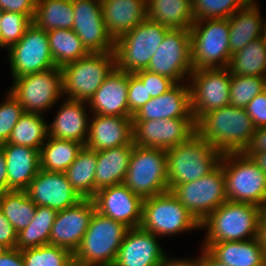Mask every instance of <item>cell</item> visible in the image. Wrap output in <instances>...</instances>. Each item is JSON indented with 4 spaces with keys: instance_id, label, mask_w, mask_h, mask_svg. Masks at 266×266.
Masks as SVG:
<instances>
[{
    "instance_id": "26",
    "label": "cell",
    "mask_w": 266,
    "mask_h": 266,
    "mask_svg": "<svg viewBox=\"0 0 266 266\" xmlns=\"http://www.w3.org/2000/svg\"><path fill=\"white\" fill-rule=\"evenodd\" d=\"M102 16L114 40L147 18L146 0H100Z\"/></svg>"
},
{
    "instance_id": "42",
    "label": "cell",
    "mask_w": 266,
    "mask_h": 266,
    "mask_svg": "<svg viewBox=\"0 0 266 266\" xmlns=\"http://www.w3.org/2000/svg\"><path fill=\"white\" fill-rule=\"evenodd\" d=\"M264 81L261 76L231 75L230 105L246 108L255 96L264 91Z\"/></svg>"
},
{
    "instance_id": "40",
    "label": "cell",
    "mask_w": 266,
    "mask_h": 266,
    "mask_svg": "<svg viewBox=\"0 0 266 266\" xmlns=\"http://www.w3.org/2000/svg\"><path fill=\"white\" fill-rule=\"evenodd\" d=\"M21 253L25 266H75L72 252L52 244L24 249Z\"/></svg>"
},
{
    "instance_id": "58",
    "label": "cell",
    "mask_w": 266,
    "mask_h": 266,
    "mask_svg": "<svg viewBox=\"0 0 266 266\" xmlns=\"http://www.w3.org/2000/svg\"><path fill=\"white\" fill-rule=\"evenodd\" d=\"M7 248L0 243V254H2Z\"/></svg>"
},
{
    "instance_id": "6",
    "label": "cell",
    "mask_w": 266,
    "mask_h": 266,
    "mask_svg": "<svg viewBox=\"0 0 266 266\" xmlns=\"http://www.w3.org/2000/svg\"><path fill=\"white\" fill-rule=\"evenodd\" d=\"M229 33V19H205L193 23L190 39L194 70L228 67L231 59Z\"/></svg>"
},
{
    "instance_id": "8",
    "label": "cell",
    "mask_w": 266,
    "mask_h": 266,
    "mask_svg": "<svg viewBox=\"0 0 266 266\" xmlns=\"http://www.w3.org/2000/svg\"><path fill=\"white\" fill-rule=\"evenodd\" d=\"M116 68L114 52L89 53L61 67L66 99L88 102L105 78Z\"/></svg>"
},
{
    "instance_id": "22",
    "label": "cell",
    "mask_w": 266,
    "mask_h": 266,
    "mask_svg": "<svg viewBox=\"0 0 266 266\" xmlns=\"http://www.w3.org/2000/svg\"><path fill=\"white\" fill-rule=\"evenodd\" d=\"M89 123V134L85 146L102 151L133 142V121L129 116L93 114Z\"/></svg>"
},
{
    "instance_id": "33",
    "label": "cell",
    "mask_w": 266,
    "mask_h": 266,
    "mask_svg": "<svg viewBox=\"0 0 266 266\" xmlns=\"http://www.w3.org/2000/svg\"><path fill=\"white\" fill-rule=\"evenodd\" d=\"M40 150V169L64 173L84 146L73 140L47 136Z\"/></svg>"
},
{
    "instance_id": "16",
    "label": "cell",
    "mask_w": 266,
    "mask_h": 266,
    "mask_svg": "<svg viewBox=\"0 0 266 266\" xmlns=\"http://www.w3.org/2000/svg\"><path fill=\"white\" fill-rule=\"evenodd\" d=\"M196 133L193 118L133 121V142L142 147L170 149Z\"/></svg>"
},
{
    "instance_id": "13",
    "label": "cell",
    "mask_w": 266,
    "mask_h": 266,
    "mask_svg": "<svg viewBox=\"0 0 266 266\" xmlns=\"http://www.w3.org/2000/svg\"><path fill=\"white\" fill-rule=\"evenodd\" d=\"M191 112L195 122L205 113L230 105L228 67L193 70L189 76Z\"/></svg>"
},
{
    "instance_id": "29",
    "label": "cell",
    "mask_w": 266,
    "mask_h": 266,
    "mask_svg": "<svg viewBox=\"0 0 266 266\" xmlns=\"http://www.w3.org/2000/svg\"><path fill=\"white\" fill-rule=\"evenodd\" d=\"M254 0H250L242 9L229 18V44L231 55L244 48L248 43L266 36L265 22Z\"/></svg>"
},
{
    "instance_id": "47",
    "label": "cell",
    "mask_w": 266,
    "mask_h": 266,
    "mask_svg": "<svg viewBox=\"0 0 266 266\" xmlns=\"http://www.w3.org/2000/svg\"><path fill=\"white\" fill-rule=\"evenodd\" d=\"M245 109L256 129L266 127V93L264 91L255 96Z\"/></svg>"
},
{
    "instance_id": "55",
    "label": "cell",
    "mask_w": 266,
    "mask_h": 266,
    "mask_svg": "<svg viewBox=\"0 0 266 266\" xmlns=\"http://www.w3.org/2000/svg\"><path fill=\"white\" fill-rule=\"evenodd\" d=\"M194 260V261H193ZM184 259V260H178V259H169V257L164 261L162 266H198L196 258L195 259Z\"/></svg>"
},
{
    "instance_id": "45",
    "label": "cell",
    "mask_w": 266,
    "mask_h": 266,
    "mask_svg": "<svg viewBox=\"0 0 266 266\" xmlns=\"http://www.w3.org/2000/svg\"><path fill=\"white\" fill-rule=\"evenodd\" d=\"M146 86L148 95L156 98L170 90L176 83L170 78L145 70L134 73Z\"/></svg>"
},
{
    "instance_id": "30",
    "label": "cell",
    "mask_w": 266,
    "mask_h": 266,
    "mask_svg": "<svg viewBox=\"0 0 266 266\" xmlns=\"http://www.w3.org/2000/svg\"><path fill=\"white\" fill-rule=\"evenodd\" d=\"M133 148L134 142L97 151L95 194L102 188L124 183Z\"/></svg>"
},
{
    "instance_id": "19",
    "label": "cell",
    "mask_w": 266,
    "mask_h": 266,
    "mask_svg": "<svg viewBox=\"0 0 266 266\" xmlns=\"http://www.w3.org/2000/svg\"><path fill=\"white\" fill-rule=\"evenodd\" d=\"M37 206L56 211L77 205L83 198L67 180L65 173L40 169L25 190Z\"/></svg>"
},
{
    "instance_id": "49",
    "label": "cell",
    "mask_w": 266,
    "mask_h": 266,
    "mask_svg": "<svg viewBox=\"0 0 266 266\" xmlns=\"http://www.w3.org/2000/svg\"><path fill=\"white\" fill-rule=\"evenodd\" d=\"M0 243L7 249L16 248L17 232L0 210Z\"/></svg>"
},
{
    "instance_id": "9",
    "label": "cell",
    "mask_w": 266,
    "mask_h": 266,
    "mask_svg": "<svg viewBox=\"0 0 266 266\" xmlns=\"http://www.w3.org/2000/svg\"><path fill=\"white\" fill-rule=\"evenodd\" d=\"M124 184L143 199L169 191L166 150L134 144Z\"/></svg>"
},
{
    "instance_id": "3",
    "label": "cell",
    "mask_w": 266,
    "mask_h": 266,
    "mask_svg": "<svg viewBox=\"0 0 266 266\" xmlns=\"http://www.w3.org/2000/svg\"><path fill=\"white\" fill-rule=\"evenodd\" d=\"M129 228L94 211L80 246L73 254L75 266H113Z\"/></svg>"
},
{
    "instance_id": "5",
    "label": "cell",
    "mask_w": 266,
    "mask_h": 266,
    "mask_svg": "<svg viewBox=\"0 0 266 266\" xmlns=\"http://www.w3.org/2000/svg\"><path fill=\"white\" fill-rule=\"evenodd\" d=\"M226 181L227 199L266 206V173L244 152L223 153L220 163Z\"/></svg>"
},
{
    "instance_id": "43",
    "label": "cell",
    "mask_w": 266,
    "mask_h": 266,
    "mask_svg": "<svg viewBox=\"0 0 266 266\" xmlns=\"http://www.w3.org/2000/svg\"><path fill=\"white\" fill-rule=\"evenodd\" d=\"M33 21L25 14L3 11L0 22V47L17 43Z\"/></svg>"
},
{
    "instance_id": "60",
    "label": "cell",
    "mask_w": 266,
    "mask_h": 266,
    "mask_svg": "<svg viewBox=\"0 0 266 266\" xmlns=\"http://www.w3.org/2000/svg\"><path fill=\"white\" fill-rule=\"evenodd\" d=\"M264 92L266 93V78H265V81H264Z\"/></svg>"
},
{
    "instance_id": "53",
    "label": "cell",
    "mask_w": 266,
    "mask_h": 266,
    "mask_svg": "<svg viewBox=\"0 0 266 266\" xmlns=\"http://www.w3.org/2000/svg\"><path fill=\"white\" fill-rule=\"evenodd\" d=\"M201 256L196 258L198 266H228L222 264L218 259H216L206 248H203Z\"/></svg>"
},
{
    "instance_id": "39",
    "label": "cell",
    "mask_w": 266,
    "mask_h": 266,
    "mask_svg": "<svg viewBox=\"0 0 266 266\" xmlns=\"http://www.w3.org/2000/svg\"><path fill=\"white\" fill-rule=\"evenodd\" d=\"M47 122L42 114L24 112L6 143L41 150L48 136Z\"/></svg>"
},
{
    "instance_id": "11",
    "label": "cell",
    "mask_w": 266,
    "mask_h": 266,
    "mask_svg": "<svg viewBox=\"0 0 266 266\" xmlns=\"http://www.w3.org/2000/svg\"><path fill=\"white\" fill-rule=\"evenodd\" d=\"M169 191L199 223L228 200L224 170L220 164L202 178L171 186Z\"/></svg>"
},
{
    "instance_id": "57",
    "label": "cell",
    "mask_w": 266,
    "mask_h": 266,
    "mask_svg": "<svg viewBox=\"0 0 266 266\" xmlns=\"http://www.w3.org/2000/svg\"><path fill=\"white\" fill-rule=\"evenodd\" d=\"M260 223H266V206L262 209Z\"/></svg>"
},
{
    "instance_id": "1",
    "label": "cell",
    "mask_w": 266,
    "mask_h": 266,
    "mask_svg": "<svg viewBox=\"0 0 266 266\" xmlns=\"http://www.w3.org/2000/svg\"><path fill=\"white\" fill-rule=\"evenodd\" d=\"M195 126L196 133L222 154L244 152L256 130L246 109L232 105L203 114Z\"/></svg>"
},
{
    "instance_id": "10",
    "label": "cell",
    "mask_w": 266,
    "mask_h": 266,
    "mask_svg": "<svg viewBox=\"0 0 266 266\" xmlns=\"http://www.w3.org/2000/svg\"><path fill=\"white\" fill-rule=\"evenodd\" d=\"M140 227L161 237L200 229V223L167 191L144 199Z\"/></svg>"
},
{
    "instance_id": "59",
    "label": "cell",
    "mask_w": 266,
    "mask_h": 266,
    "mask_svg": "<svg viewBox=\"0 0 266 266\" xmlns=\"http://www.w3.org/2000/svg\"><path fill=\"white\" fill-rule=\"evenodd\" d=\"M2 14H3V10L0 8V22H1Z\"/></svg>"
},
{
    "instance_id": "28",
    "label": "cell",
    "mask_w": 266,
    "mask_h": 266,
    "mask_svg": "<svg viewBox=\"0 0 266 266\" xmlns=\"http://www.w3.org/2000/svg\"><path fill=\"white\" fill-rule=\"evenodd\" d=\"M83 104L85 101L65 100L60 106L54 121L48 127V136L57 139L73 140L86 144L89 134V118Z\"/></svg>"
},
{
    "instance_id": "23",
    "label": "cell",
    "mask_w": 266,
    "mask_h": 266,
    "mask_svg": "<svg viewBox=\"0 0 266 266\" xmlns=\"http://www.w3.org/2000/svg\"><path fill=\"white\" fill-rule=\"evenodd\" d=\"M171 118H193L189 85L176 83L166 93L151 98L132 116V121Z\"/></svg>"
},
{
    "instance_id": "12",
    "label": "cell",
    "mask_w": 266,
    "mask_h": 266,
    "mask_svg": "<svg viewBox=\"0 0 266 266\" xmlns=\"http://www.w3.org/2000/svg\"><path fill=\"white\" fill-rule=\"evenodd\" d=\"M13 81L9 92L19 101L24 112L42 114L63 95L62 71L57 66Z\"/></svg>"
},
{
    "instance_id": "46",
    "label": "cell",
    "mask_w": 266,
    "mask_h": 266,
    "mask_svg": "<svg viewBox=\"0 0 266 266\" xmlns=\"http://www.w3.org/2000/svg\"><path fill=\"white\" fill-rule=\"evenodd\" d=\"M151 98L152 97L148 95V90L142 81L134 73H129L127 96L129 117H132Z\"/></svg>"
},
{
    "instance_id": "14",
    "label": "cell",
    "mask_w": 266,
    "mask_h": 266,
    "mask_svg": "<svg viewBox=\"0 0 266 266\" xmlns=\"http://www.w3.org/2000/svg\"><path fill=\"white\" fill-rule=\"evenodd\" d=\"M147 70L166 76L175 83L189 79L192 71L190 29H170L155 54L151 57Z\"/></svg>"
},
{
    "instance_id": "38",
    "label": "cell",
    "mask_w": 266,
    "mask_h": 266,
    "mask_svg": "<svg viewBox=\"0 0 266 266\" xmlns=\"http://www.w3.org/2000/svg\"><path fill=\"white\" fill-rule=\"evenodd\" d=\"M36 207L26 191L11 190L0 193V210L17 233L30 224Z\"/></svg>"
},
{
    "instance_id": "50",
    "label": "cell",
    "mask_w": 266,
    "mask_h": 266,
    "mask_svg": "<svg viewBox=\"0 0 266 266\" xmlns=\"http://www.w3.org/2000/svg\"><path fill=\"white\" fill-rule=\"evenodd\" d=\"M266 152V127L257 128L253 133L251 143L244 153Z\"/></svg>"
},
{
    "instance_id": "32",
    "label": "cell",
    "mask_w": 266,
    "mask_h": 266,
    "mask_svg": "<svg viewBox=\"0 0 266 266\" xmlns=\"http://www.w3.org/2000/svg\"><path fill=\"white\" fill-rule=\"evenodd\" d=\"M97 151L83 146L75 161L64 172L67 180L83 199L95 196Z\"/></svg>"
},
{
    "instance_id": "27",
    "label": "cell",
    "mask_w": 266,
    "mask_h": 266,
    "mask_svg": "<svg viewBox=\"0 0 266 266\" xmlns=\"http://www.w3.org/2000/svg\"><path fill=\"white\" fill-rule=\"evenodd\" d=\"M222 264L228 266H266V251L259 237L245 241L204 242Z\"/></svg>"
},
{
    "instance_id": "48",
    "label": "cell",
    "mask_w": 266,
    "mask_h": 266,
    "mask_svg": "<svg viewBox=\"0 0 266 266\" xmlns=\"http://www.w3.org/2000/svg\"><path fill=\"white\" fill-rule=\"evenodd\" d=\"M36 1L37 0H0V8L3 11L25 14L33 21Z\"/></svg>"
},
{
    "instance_id": "25",
    "label": "cell",
    "mask_w": 266,
    "mask_h": 266,
    "mask_svg": "<svg viewBox=\"0 0 266 266\" xmlns=\"http://www.w3.org/2000/svg\"><path fill=\"white\" fill-rule=\"evenodd\" d=\"M8 191H25L40 170V151L28 146L3 143Z\"/></svg>"
},
{
    "instance_id": "24",
    "label": "cell",
    "mask_w": 266,
    "mask_h": 266,
    "mask_svg": "<svg viewBox=\"0 0 266 266\" xmlns=\"http://www.w3.org/2000/svg\"><path fill=\"white\" fill-rule=\"evenodd\" d=\"M129 73L115 68L89 99L93 114L129 116L127 102Z\"/></svg>"
},
{
    "instance_id": "2",
    "label": "cell",
    "mask_w": 266,
    "mask_h": 266,
    "mask_svg": "<svg viewBox=\"0 0 266 266\" xmlns=\"http://www.w3.org/2000/svg\"><path fill=\"white\" fill-rule=\"evenodd\" d=\"M262 209L254 204L227 200L200 223V228L208 231L204 242L245 241L259 237Z\"/></svg>"
},
{
    "instance_id": "52",
    "label": "cell",
    "mask_w": 266,
    "mask_h": 266,
    "mask_svg": "<svg viewBox=\"0 0 266 266\" xmlns=\"http://www.w3.org/2000/svg\"><path fill=\"white\" fill-rule=\"evenodd\" d=\"M7 164L4 156V148L0 144V193L8 191Z\"/></svg>"
},
{
    "instance_id": "7",
    "label": "cell",
    "mask_w": 266,
    "mask_h": 266,
    "mask_svg": "<svg viewBox=\"0 0 266 266\" xmlns=\"http://www.w3.org/2000/svg\"><path fill=\"white\" fill-rule=\"evenodd\" d=\"M170 29L146 18L115 40L116 68L127 73L147 69L151 57Z\"/></svg>"
},
{
    "instance_id": "54",
    "label": "cell",
    "mask_w": 266,
    "mask_h": 266,
    "mask_svg": "<svg viewBox=\"0 0 266 266\" xmlns=\"http://www.w3.org/2000/svg\"><path fill=\"white\" fill-rule=\"evenodd\" d=\"M247 156L251 157V159L256 163V165L266 173V152L260 153H245Z\"/></svg>"
},
{
    "instance_id": "15",
    "label": "cell",
    "mask_w": 266,
    "mask_h": 266,
    "mask_svg": "<svg viewBox=\"0 0 266 266\" xmlns=\"http://www.w3.org/2000/svg\"><path fill=\"white\" fill-rule=\"evenodd\" d=\"M8 50L13 79L56 67L50 52L47 32L34 23Z\"/></svg>"
},
{
    "instance_id": "20",
    "label": "cell",
    "mask_w": 266,
    "mask_h": 266,
    "mask_svg": "<svg viewBox=\"0 0 266 266\" xmlns=\"http://www.w3.org/2000/svg\"><path fill=\"white\" fill-rule=\"evenodd\" d=\"M95 210L93 199H83L75 206L57 211L49 244L68 249L74 254L81 244Z\"/></svg>"
},
{
    "instance_id": "17",
    "label": "cell",
    "mask_w": 266,
    "mask_h": 266,
    "mask_svg": "<svg viewBox=\"0 0 266 266\" xmlns=\"http://www.w3.org/2000/svg\"><path fill=\"white\" fill-rule=\"evenodd\" d=\"M72 30L89 53L114 52L115 40L104 24L100 0H73Z\"/></svg>"
},
{
    "instance_id": "36",
    "label": "cell",
    "mask_w": 266,
    "mask_h": 266,
    "mask_svg": "<svg viewBox=\"0 0 266 266\" xmlns=\"http://www.w3.org/2000/svg\"><path fill=\"white\" fill-rule=\"evenodd\" d=\"M47 35L50 52L57 67L61 68L89 54L72 29H54L48 31Z\"/></svg>"
},
{
    "instance_id": "41",
    "label": "cell",
    "mask_w": 266,
    "mask_h": 266,
    "mask_svg": "<svg viewBox=\"0 0 266 266\" xmlns=\"http://www.w3.org/2000/svg\"><path fill=\"white\" fill-rule=\"evenodd\" d=\"M250 0H192L194 20L229 19Z\"/></svg>"
},
{
    "instance_id": "51",
    "label": "cell",
    "mask_w": 266,
    "mask_h": 266,
    "mask_svg": "<svg viewBox=\"0 0 266 266\" xmlns=\"http://www.w3.org/2000/svg\"><path fill=\"white\" fill-rule=\"evenodd\" d=\"M0 266H25L19 249H6L0 254Z\"/></svg>"
},
{
    "instance_id": "18",
    "label": "cell",
    "mask_w": 266,
    "mask_h": 266,
    "mask_svg": "<svg viewBox=\"0 0 266 266\" xmlns=\"http://www.w3.org/2000/svg\"><path fill=\"white\" fill-rule=\"evenodd\" d=\"M96 211L126 227L137 228L142 222L144 199L124 183L98 190L92 198Z\"/></svg>"
},
{
    "instance_id": "44",
    "label": "cell",
    "mask_w": 266,
    "mask_h": 266,
    "mask_svg": "<svg viewBox=\"0 0 266 266\" xmlns=\"http://www.w3.org/2000/svg\"><path fill=\"white\" fill-rule=\"evenodd\" d=\"M24 110L19 101L8 92L5 102L0 104V144L6 143Z\"/></svg>"
},
{
    "instance_id": "4",
    "label": "cell",
    "mask_w": 266,
    "mask_h": 266,
    "mask_svg": "<svg viewBox=\"0 0 266 266\" xmlns=\"http://www.w3.org/2000/svg\"><path fill=\"white\" fill-rule=\"evenodd\" d=\"M168 184L177 186L202 178L220 163L222 153L197 133L186 142L167 149Z\"/></svg>"
},
{
    "instance_id": "37",
    "label": "cell",
    "mask_w": 266,
    "mask_h": 266,
    "mask_svg": "<svg viewBox=\"0 0 266 266\" xmlns=\"http://www.w3.org/2000/svg\"><path fill=\"white\" fill-rule=\"evenodd\" d=\"M57 211L45 206H37L30 224L17 233L16 249L24 250L49 244Z\"/></svg>"
},
{
    "instance_id": "56",
    "label": "cell",
    "mask_w": 266,
    "mask_h": 266,
    "mask_svg": "<svg viewBox=\"0 0 266 266\" xmlns=\"http://www.w3.org/2000/svg\"><path fill=\"white\" fill-rule=\"evenodd\" d=\"M259 239H260V242L265 247V251H266V223H260V226H259Z\"/></svg>"
},
{
    "instance_id": "21",
    "label": "cell",
    "mask_w": 266,
    "mask_h": 266,
    "mask_svg": "<svg viewBox=\"0 0 266 266\" xmlns=\"http://www.w3.org/2000/svg\"><path fill=\"white\" fill-rule=\"evenodd\" d=\"M156 238L141 227L128 229L113 266H162L168 256Z\"/></svg>"
},
{
    "instance_id": "31",
    "label": "cell",
    "mask_w": 266,
    "mask_h": 266,
    "mask_svg": "<svg viewBox=\"0 0 266 266\" xmlns=\"http://www.w3.org/2000/svg\"><path fill=\"white\" fill-rule=\"evenodd\" d=\"M147 18L169 29H190L192 0H146Z\"/></svg>"
},
{
    "instance_id": "35",
    "label": "cell",
    "mask_w": 266,
    "mask_h": 266,
    "mask_svg": "<svg viewBox=\"0 0 266 266\" xmlns=\"http://www.w3.org/2000/svg\"><path fill=\"white\" fill-rule=\"evenodd\" d=\"M33 23L46 32L54 29H72L73 0H37Z\"/></svg>"
},
{
    "instance_id": "34",
    "label": "cell",
    "mask_w": 266,
    "mask_h": 266,
    "mask_svg": "<svg viewBox=\"0 0 266 266\" xmlns=\"http://www.w3.org/2000/svg\"><path fill=\"white\" fill-rule=\"evenodd\" d=\"M228 69L231 75L266 78V36L251 41L232 54Z\"/></svg>"
}]
</instances>
